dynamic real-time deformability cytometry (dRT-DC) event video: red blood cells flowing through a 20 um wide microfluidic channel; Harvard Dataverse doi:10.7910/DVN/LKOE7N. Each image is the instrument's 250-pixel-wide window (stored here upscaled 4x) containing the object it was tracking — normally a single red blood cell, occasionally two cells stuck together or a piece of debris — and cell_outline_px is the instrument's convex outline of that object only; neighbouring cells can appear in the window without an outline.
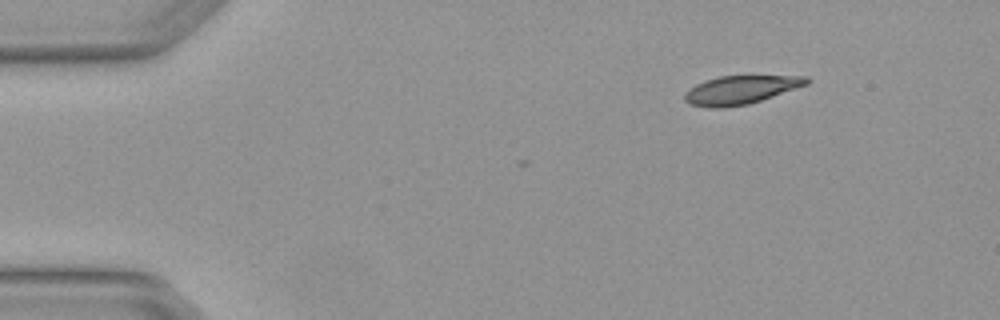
{"species": "Egyptian fruit bat (a non-hibernating species)", "species_latin": "Rousettus aegyptiacus", "temperature_condition": "warm", "stored_images_in_passage": 2, "camera_frame_rate_fps": 3000, "um_per_image_px": 0.085, "animal": {"sex": "female"}, "frame": {"image": 1, "passage_image": 1, "time_ms": 0.0, "image_size_px": [1000, 320], "cell_outline_px": [[812, 80], [808, 84], [748, 104], [724, 108], [708, 108], [692, 104], [684, 100], [684, 92], [696, 84], [704, 80], [720, 76], [752, 72], [808, 76]], "centroid_in_image_um": [63.03, 7.56], "position_along_channel_um": 22.0, "area_um2": 21.44}}